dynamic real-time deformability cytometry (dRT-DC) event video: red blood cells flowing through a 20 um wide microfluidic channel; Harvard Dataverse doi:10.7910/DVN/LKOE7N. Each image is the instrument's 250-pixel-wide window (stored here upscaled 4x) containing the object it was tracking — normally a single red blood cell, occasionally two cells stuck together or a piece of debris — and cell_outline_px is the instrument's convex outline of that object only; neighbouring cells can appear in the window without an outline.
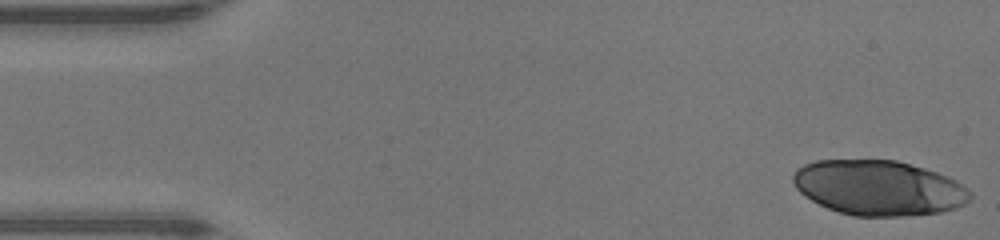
{"species": "human", "species_latin": "Homo sapiens", "temperature_condition": "warm", "stored_images_in_passage": 19, "camera_frame_rate_fps": 3000, "um_per_image_px": 0.085, "donor": {"sex": "male"}, "frame": {"image": 1, "passage_image": 1, "time_ms": 0.0, "image_size_px": [1000, 240], "cell_outline_px": [[972, 196], [964, 204], [956, 208], [940, 212], [900, 216], [852, 216], [828, 208], [812, 200], [800, 192], [796, 188], [792, 180], [792, 176], [796, 168], [804, 164], [816, 160], [896, 160], [924, 168], [948, 176], [956, 180], [972, 192]], "centroid_in_image_um": [74.68, 15.96], "position_along_channel_um": 10.3, "area_um2": 56.76}}
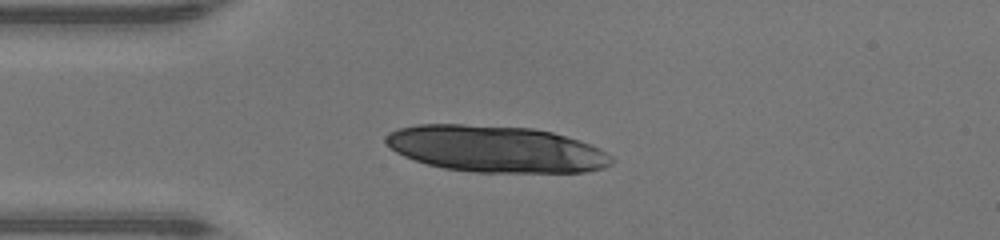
{"frame": {"image": 2, "passage_image": 11, "time_ms": 3.333, "image_size_px": [1000, 240], "cell_outline_px": [[612, 164], [604, 168], [584, 172], [472, 172], [444, 168], [428, 164], [404, 156], [396, 152], [384, 140], [384, 136], [388, 132], [400, 128], [416, 124], [464, 124], [532, 128], [552, 132], [580, 140], [592, 144], [600, 148], [612, 156]], "centroid_in_image_um": [42.16, 12.66], "position_along_channel_um": 42.8, "area_um2": 61.38}}